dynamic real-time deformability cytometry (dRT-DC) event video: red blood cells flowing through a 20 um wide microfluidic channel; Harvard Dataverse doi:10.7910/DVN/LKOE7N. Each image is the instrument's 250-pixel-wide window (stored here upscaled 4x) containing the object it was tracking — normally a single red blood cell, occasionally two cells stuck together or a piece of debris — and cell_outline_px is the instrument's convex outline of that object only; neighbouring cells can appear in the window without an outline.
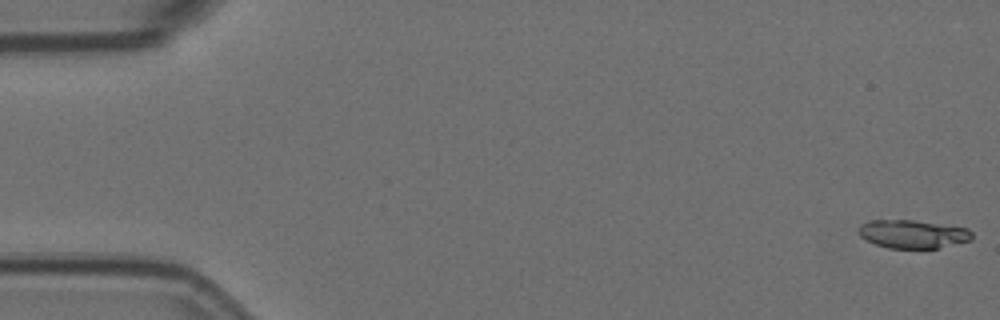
{"species": "Egyptian fruit bat (a non-hibernating species)", "species_latin": "Rousettus aegyptiacus", "temperature_condition": "room temperature", "stored_images_in_passage": 47, "camera_frame_rate_fps": 3000, "um_per_image_px": 0.085, "animal": {"sex": "female"}, "frame": {"image": 1, "passage_image": 1, "time_ms": 0.0, "image_size_px": [1000, 320], "cell_outline_px": [[972, 240], [936, 248], [888, 248], [876, 244], [860, 236], [860, 228], [864, 224], [872, 220], [916, 220], [968, 228], [972, 232]], "centroid_in_image_um": [77.65, 19.89], "position_along_channel_um": 7.4, "area_um2": 18.44}}
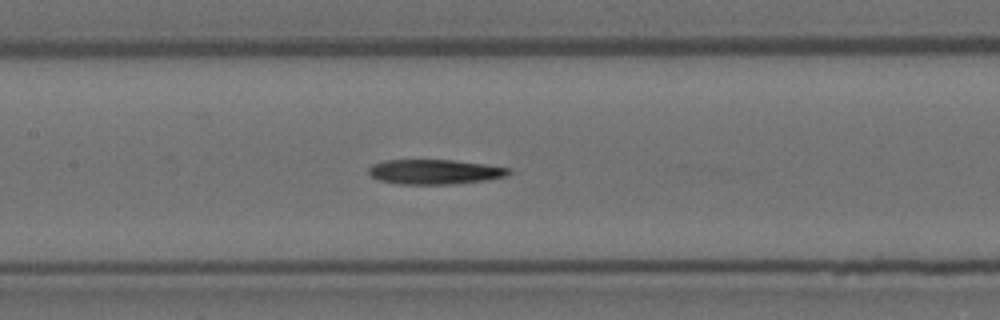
{"frame": {"image": 2, "passage_image": 27, "time_ms": 8.667, "image_size_px": [1000, 320], "cell_outline_px": [[512, 172], [504, 176], [488, 180], [452, 184], [396, 184], [376, 180], [368, 172], [368, 168], [372, 164], [384, 160], [452, 160], [484, 164], [512, 168]], "centroid_in_image_um": [36.93, 14.61], "position_along_channel_um": 170.5, "area_um2": 20.4}}
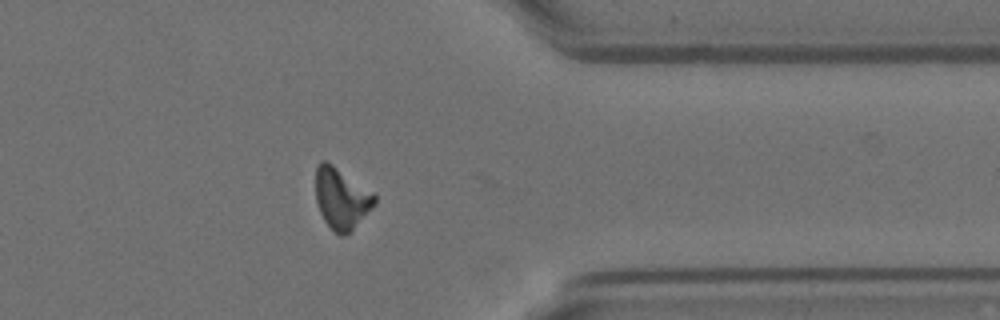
{"frame": {"image": 3, "passage_image": 46, "time_ms": 15.0, "image_size_px": [1000, 320], "cell_outline_px": [[376, 204], [344, 236], [340, 236], [324, 220], [320, 212], [316, 200], [316, 168], [320, 160], [324, 160], [332, 164], [376, 192]], "centroid_in_image_um": [29.04, 16.82], "position_along_channel_um": 382.4, "area_um2": 20.92}}